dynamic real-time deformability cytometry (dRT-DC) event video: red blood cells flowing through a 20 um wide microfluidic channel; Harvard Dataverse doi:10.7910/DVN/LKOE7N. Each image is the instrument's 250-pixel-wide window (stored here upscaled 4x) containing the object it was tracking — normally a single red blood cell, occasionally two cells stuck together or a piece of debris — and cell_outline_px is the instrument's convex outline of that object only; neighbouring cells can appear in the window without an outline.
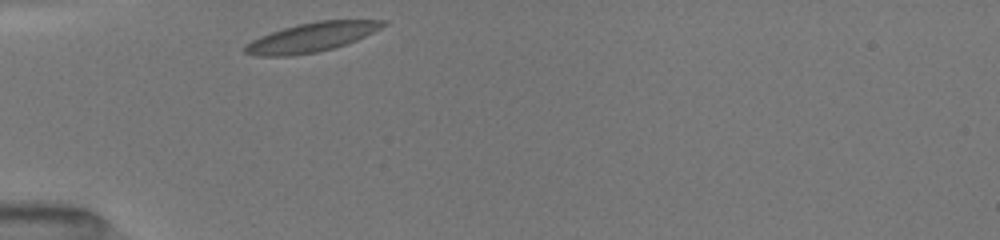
{"species": "common noctule bat (a hibernating species)", "species_latin": "Nyctalus noctula", "temperature_condition": "room temperature", "stored_images_in_passage": 6, "camera_frame_rate_fps": 3000, "um_per_image_px": 0.085, "animal": {"sex": "female", "body_mass_g": 19.5, "forearm_length_mm": 54.1}, "frame": {"image": 1, "passage_image": 1, "time_ms": 0.0, "image_size_px": [1000, 240], "cell_outline_px": [[388, 24], [356, 40], [332, 48], [316, 52], [288, 56], [256, 56], [244, 52], [244, 44], [260, 36], [284, 28], [316, 20], [388, 20]], "centroid_in_image_um": [26.46, 3.16], "position_along_channel_um": 58.5, "area_um2": 23.24}}
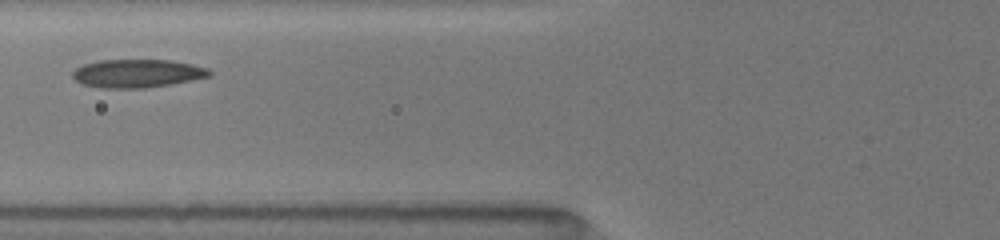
{"frame": {"image": 2, "passage_image": 4, "time_ms": 1.667, "image_size_px": [1000, 240], "cell_outline_px": [[212, 76], [172, 84], [144, 88], [100, 88], [80, 84], [72, 76], [72, 72], [76, 68], [84, 64], [100, 60], [168, 60], [192, 64], [208, 68], [212, 72]], "centroid_in_image_um": [11.67, 6.25], "position_along_channel_um": 114.1, "area_um2": 22.66}}